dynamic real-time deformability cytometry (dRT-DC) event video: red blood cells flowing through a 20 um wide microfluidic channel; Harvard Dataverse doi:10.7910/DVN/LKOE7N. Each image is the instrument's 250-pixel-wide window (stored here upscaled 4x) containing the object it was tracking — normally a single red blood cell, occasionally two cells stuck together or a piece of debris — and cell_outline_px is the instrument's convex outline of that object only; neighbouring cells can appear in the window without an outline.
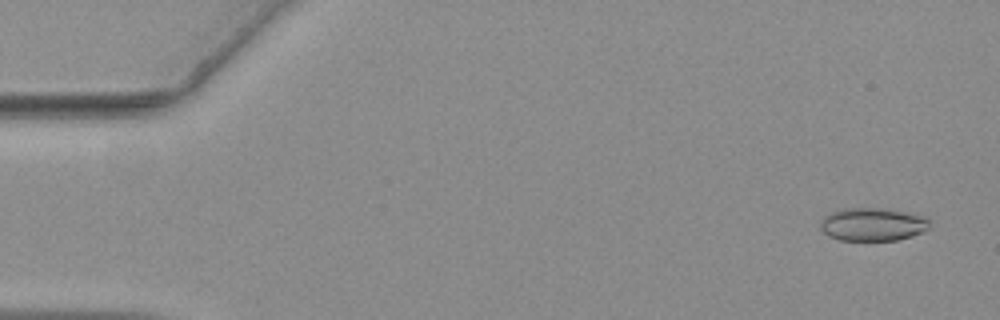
{"species": "common noctule bat (a hibernating species)", "species_latin": "Nyctalus noctula", "temperature_condition": "warm", "stored_images_in_passage": 57, "camera_frame_rate_fps": 3000, "um_per_image_px": 0.085, "animal": {"sex": "female", "body_mass_g": 19.3, "forearm_length_mm": 54.1}, "frame": {"image": 1, "passage_image": 3, "time_ms": 0.667, "image_size_px": [1000, 320], "cell_outline_px": [[928, 228], [924, 232], [912, 236], [896, 240], [840, 240], [828, 236], [820, 228], [820, 220], [824, 216], [832, 212], [844, 208], [880, 208], [904, 212], [928, 220]], "centroid_in_image_um": [74.1, 19.08], "position_along_channel_um": 10.9, "area_um2": 20.75}}
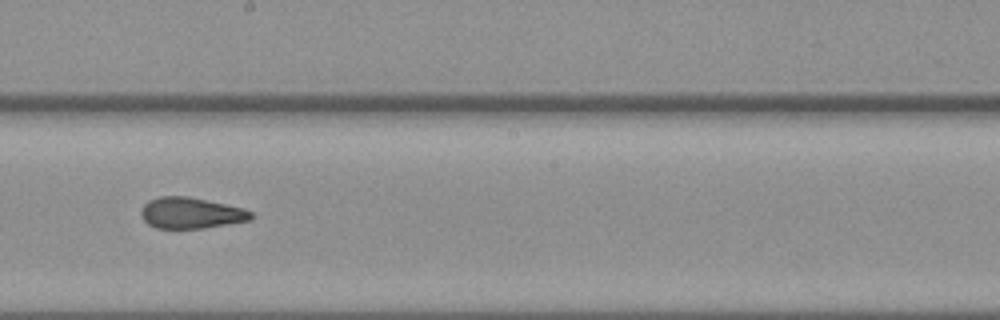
{"frame": {"image": 2, "passage_image": 32, "time_ms": 10.333, "image_size_px": [1000, 320], "cell_outline_px": [[252, 220], [204, 228], [156, 228], [148, 224], [144, 220], [140, 212], [144, 204], [148, 200], [160, 196], [188, 196], [244, 208], [252, 212]], "centroid_in_image_um": [16.23, 18.1], "position_along_channel_um": 232.0, "area_um2": 19.94}}
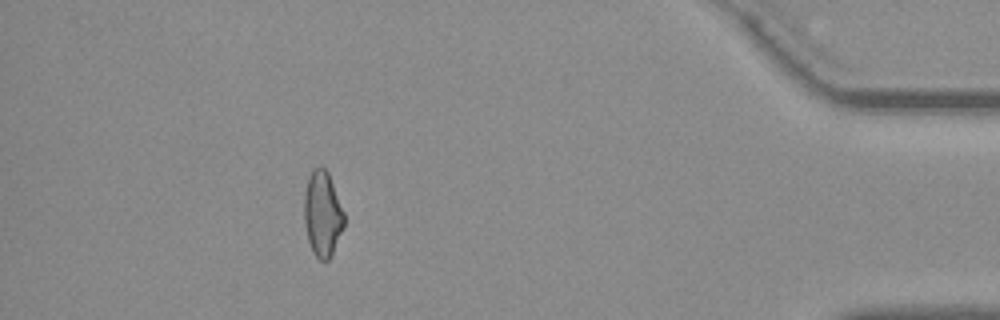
{"frame": {"image": 3, "passage_image": 51, "time_ms": 16.667, "image_size_px": [1000, 320], "cell_outline_px": [[344, 228], [328, 260], [320, 260], [312, 252], [308, 240], [304, 224], [304, 196], [308, 176], [312, 168], [324, 168], [328, 172], [344, 212]], "centroid_in_image_um": [27.4, 18.17], "position_along_channel_um": 407.8, "area_um2": 19.83}, "authors_computed_cell_mechanics": {"area_um2": 20.23, "velocity_mm_per_s": 3.6575, "shape_relaxation_time_tau1_ms": null, "shape_relaxation_time_tau2_ms": 2.4205, "deformation_change_tau1": null, "deformation_change_tau2": 0.0932}}